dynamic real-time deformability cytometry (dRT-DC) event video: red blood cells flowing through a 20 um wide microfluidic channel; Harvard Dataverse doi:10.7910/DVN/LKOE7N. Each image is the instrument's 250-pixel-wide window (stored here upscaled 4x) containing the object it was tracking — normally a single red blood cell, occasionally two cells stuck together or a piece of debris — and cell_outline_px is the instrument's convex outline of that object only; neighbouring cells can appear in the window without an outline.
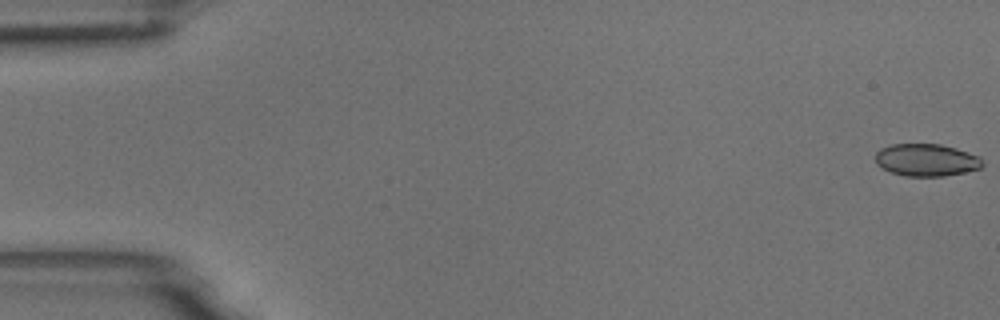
{"species": "common noctule bat (a hibernating species)", "species_latin": "Nyctalus noctula", "temperature_condition": "room temperature", "stored_images_in_passage": 21, "camera_frame_rate_fps": 3000, "um_per_image_px": 0.085, "animal": {"sex": "male", "body_mass_g": 18.8}, "frame": {"image": 1, "passage_image": 1, "time_ms": 0.0, "image_size_px": [1000, 320], "cell_outline_px": [[984, 164], [980, 168], [964, 172], [944, 176], [904, 176], [892, 172], [876, 164], [876, 152], [880, 148], [892, 144], [940, 144], [956, 148], [980, 156]], "centroid_in_image_um": [78.75, 13.59], "position_along_channel_um": 6.2, "area_um2": 20.17}}
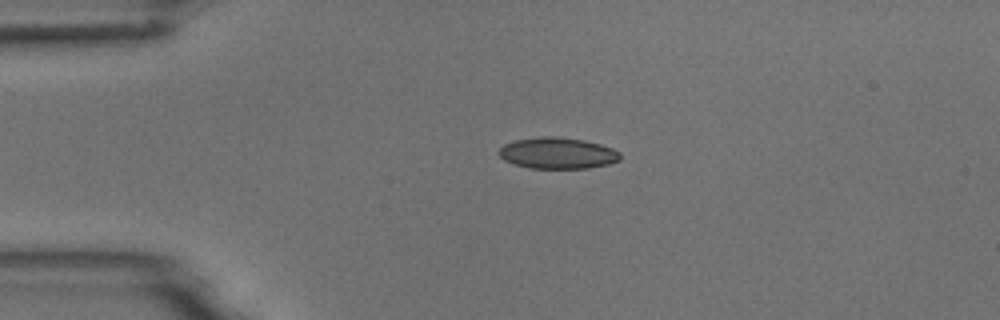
{"frame": {"image": 2, "passage_image": 13, "time_ms": 4.0, "image_size_px": [1000, 320], "cell_outline_px": [[620, 160], [608, 164], [588, 168], [528, 168], [512, 164], [504, 160], [496, 152], [504, 144], [516, 140], [544, 136], [556, 136], [584, 140], [600, 144], [612, 148], [620, 152]], "centroid_in_image_um": [47.37, 13.02], "position_along_channel_um": 37.6, "area_um2": 22.2}}